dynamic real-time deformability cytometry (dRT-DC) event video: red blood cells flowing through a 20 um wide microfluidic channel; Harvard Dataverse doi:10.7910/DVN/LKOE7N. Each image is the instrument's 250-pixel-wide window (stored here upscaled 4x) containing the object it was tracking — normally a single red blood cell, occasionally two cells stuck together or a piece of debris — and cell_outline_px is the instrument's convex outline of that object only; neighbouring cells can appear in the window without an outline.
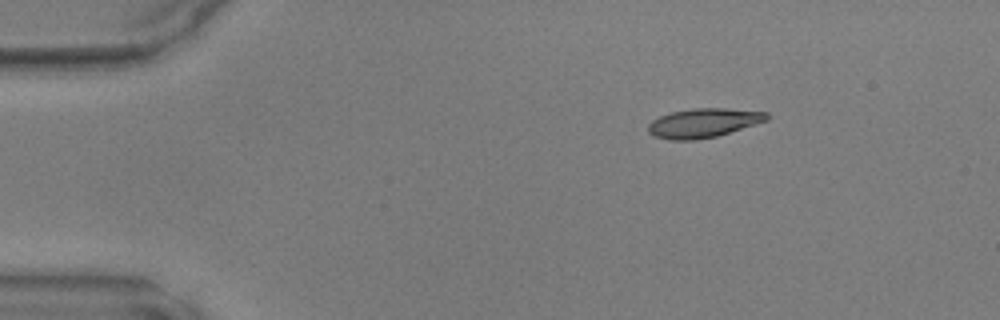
{"species": "common noctule bat (a hibernating species)", "species_latin": "Nyctalus noctula", "temperature_condition": "warm", "stored_images_in_passage": 7, "camera_frame_rate_fps": 3000, "um_per_image_px": 0.085, "animal": {"sex": "male", "body_mass_g": 17.9, "forearm_length_mm": 54.2}, "frame": {"image": 1, "passage_image": 1, "time_ms": 0.0, "image_size_px": [1000, 320], "cell_outline_px": [[772, 116], [768, 120], [716, 136], [696, 140], [668, 140], [656, 136], [648, 132], [648, 124], [652, 120], [660, 116], [672, 112], [692, 108], [724, 108], [768, 112]], "centroid_in_image_um": [59.8, 10.44], "position_along_channel_um": 25.2, "area_um2": 20.11}}